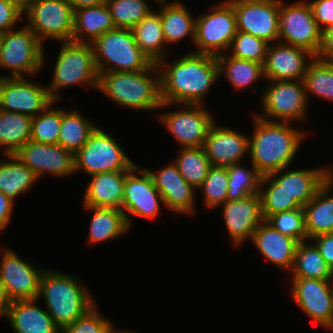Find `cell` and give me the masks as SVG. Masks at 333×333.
Masks as SVG:
<instances>
[{
	"label": "cell",
	"instance_id": "obj_1",
	"mask_svg": "<svg viewBox=\"0 0 333 333\" xmlns=\"http://www.w3.org/2000/svg\"><path fill=\"white\" fill-rule=\"evenodd\" d=\"M157 63L160 72L162 105L160 108L181 104L204 105L212 85L220 78L216 56L190 52Z\"/></svg>",
	"mask_w": 333,
	"mask_h": 333
},
{
	"label": "cell",
	"instance_id": "obj_2",
	"mask_svg": "<svg viewBox=\"0 0 333 333\" xmlns=\"http://www.w3.org/2000/svg\"><path fill=\"white\" fill-rule=\"evenodd\" d=\"M254 131L249 137L251 165L262 175L288 168L295 159L306 132L292 123L267 121L253 115Z\"/></svg>",
	"mask_w": 333,
	"mask_h": 333
},
{
	"label": "cell",
	"instance_id": "obj_3",
	"mask_svg": "<svg viewBox=\"0 0 333 333\" xmlns=\"http://www.w3.org/2000/svg\"><path fill=\"white\" fill-rule=\"evenodd\" d=\"M69 273L45 269L40 280L38 299L45 301L46 311L63 331L96 304L88 288Z\"/></svg>",
	"mask_w": 333,
	"mask_h": 333
},
{
	"label": "cell",
	"instance_id": "obj_4",
	"mask_svg": "<svg viewBox=\"0 0 333 333\" xmlns=\"http://www.w3.org/2000/svg\"><path fill=\"white\" fill-rule=\"evenodd\" d=\"M127 109L152 111L161 109L160 72L153 63L138 72H103L99 74L97 91Z\"/></svg>",
	"mask_w": 333,
	"mask_h": 333
},
{
	"label": "cell",
	"instance_id": "obj_5",
	"mask_svg": "<svg viewBox=\"0 0 333 333\" xmlns=\"http://www.w3.org/2000/svg\"><path fill=\"white\" fill-rule=\"evenodd\" d=\"M53 72V77L46 86L54 102L61 99L60 89L74 85L91 86L97 90L99 73L92 44L61 41Z\"/></svg>",
	"mask_w": 333,
	"mask_h": 333
},
{
	"label": "cell",
	"instance_id": "obj_6",
	"mask_svg": "<svg viewBox=\"0 0 333 333\" xmlns=\"http://www.w3.org/2000/svg\"><path fill=\"white\" fill-rule=\"evenodd\" d=\"M98 73L138 72L153 63L137 45L131 29L116 28L103 33L93 43Z\"/></svg>",
	"mask_w": 333,
	"mask_h": 333
},
{
	"label": "cell",
	"instance_id": "obj_7",
	"mask_svg": "<svg viewBox=\"0 0 333 333\" xmlns=\"http://www.w3.org/2000/svg\"><path fill=\"white\" fill-rule=\"evenodd\" d=\"M44 44L25 24L19 30L16 28L5 32L0 50V68L10 70L3 77H28L39 73L45 65Z\"/></svg>",
	"mask_w": 333,
	"mask_h": 333
},
{
	"label": "cell",
	"instance_id": "obj_8",
	"mask_svg": "<svg viewBox=\"0 0 333 333\" xmlns=\"http://www.w3.org/2000/svg\"><path fill=\"white\" fill-rule=\"evenodd\" d=\"M75 172L92 176L99 173L129 171L135 164L112 135L97 127L74 154Z\"/></svg>",
	"mask_w": 333,
	"mask_h": 333
},
{
	"label": "cell",
	"instance_id": "obj_9",
	"mask_svg": "<svg viewBox=\"0 0 333 333\" xmlns=\"http://www.w3.org/2000/svg\"><path fill=\"white\" fill-rule=\"evenodd\" d=\"M23 16L43 44L45 39L60 42L73 38L74 10L67 0H26Z\"/></svg>",
	"mask_w": 333,
	"mask_h": 333
},
{
	"label": "cell",
	"instance_id": "obj_10",
	"mask_svg": "<svg viewBox=\"0 0 333 333\" xmlns=\"http://www.w3.org/2000/svg\"><path fill=\"white\" fill-rule=\"evenodd\" d=\"M237 33L236 14L233 6L225 0L196 18L194 53L218 56L228 53Z\"/></svg>",
	"mask_w": 333,
	"mask_h": 333
},
{
	"label": "cell",
	"instance_id": "obj_11",
	"mask_svg": "<svg viewBox=\"0 0 333 333\" xmlns=\"http://www.w3.org/2000/svg\"><path fill=\"white\" fill-rule=\"evenodd\" d=\"M268 83L261 97L262 115L256 114V116L275 122L293 123L297 120L307 122L305 119L309 102L303 81L269 80Z\"/></svg>",
	"mask_w": 333,
	"mask_h": 333
},
{
	"label": "cell",
	"instance_id": "obj_12",
	"mask_svg": "<svg viewBox=\"0 0 333 333\" xmlns=\"http://www.w3.org/2000/svg\"><path fill=\"white\" fill-rule=\"evenodd\" d=\"M287 4L280 0L279 42L305 49L317 57L322 30L313 17L310 4L305 0Z\"/></svg>",
	"mask_w": 333,
	"mask_h": 333
},
{
	"label": "cell",
	"instance_id": "obj_13",
	"mask_svg": "<svg viewBox=\"0 0 333 333\" xmlns=\"http://www.w3.org/2000/svg\"><path fill=\"white\" fill-rule=\"evenodd\" d=\"M236 14L237 31L267 43L279 42L280 0H227Z\"/></svg>",
	"mask_w": 333,
	"mask_h": 333
},
{
	"label": "cell",
	"instance_id": "obj_14",
	"mask_svg": "<svg viewBox=\"0 0 333 333\" xmlns=\"http://www.w3.org/2000/svg\"><path fill=\"white\" fill-rule=\"evenodd\" d=\"M136 171H139V175ZM162 203V196L154 186L148 171L135 164L126 173L123 191L122 211L129 228L132 227V216L156 219L161 211Z\"/></svg>",
	"mask_w": 333,
	"mask_h": 333
},
{
	"label": "cell",
	"instance_id": "obj_15",
	"mask_svg": "<svg viewBox=\"0 0 333 333\" xmlns=\"http://www.w3.org/2000/svg\"><path fill=\"white\" fill-rule=\"evenodd\" d=\"M13 251L9 248L2 251L0 285L11 302L38 299L40 280L46 268L23 260Z\"/></svg>",
	"mask_w": 333,
	"mask_h": 333
},
{
	"label": "cell",
	"instance_id": "obj_16",
	"mask_svg": "<svg viewBox=\"0 0 333 333\" xmlns=\"http://www.w3.org/2000/svg\"><path fill=\"white\" fill-rule=\"evenodd\" d=\"M183 109L162 113L160 123L182 147H203L209 128L215 122L203 105L181 104Z\"/></svg>",
	"mask_w": 333,
	"mask_h": 333
},
{
	"label": "cell",
	"instance_id": "obj_17",
	"mask_svg": "<svg viewBox=\"0 0 333 333\" xmlns=\"http://www.w3.org/2000/svg\"><path fill=\"white\" fill-rule=\"evenodd\" d=\"M52 101L47 86L26 77L0 78V109L30 117L41 113Z\"/></svg>",
	"mask_w": 333,
	"mask_h": 333
},
{
	"label": "cell",
	"instance_id": "obj_18",
	"mask_svg": "<svg viewBox=\"0 0 333 333\" xmlns=\"http://www.w3.org/2000/svg\"><path fill=\"white\" fill-rule=\"evenodd\" d=\"M291 296L316 324L333 330V300L329 280L291 277Z\"/></svg>",
	"mask_w": 333,
	"mask_h": 333
},
{
	"label": "cell",
	"instance_id": "obj_19",
	"mask_svg": "<svg viewBox=\"0 0 333 333\" xmlns=\"http://www.w3.org/2000/svg\"><path fill=\"white\" fill-rule=\"evenodd\" d=\"M14 155L18 157L38 179L46 173L65 177L75 173L74 154L58 144L26 142Z\"/></svg>",
	"mask_w": 333,
	"mask_h": 333
},
{
	"label": "cell",
	"instance_id": "obj_20",
	"mask_svg": "<svg viewBox=\"0 0 333 333\" xmlns=\"http://www.w3.org/2000/svg\"><path fill=\"white\" fill-rule=\"evenodd\" d=\"M224 224L234 246L251 240L255 230L265 220L259 193L222 204Z\"/></svg>",
	"mask_w": 333,
	"mask_h": 333
},
{
	"label": "cell",
	"instance_id": "obj_21",
	"mask_svg": "<svg viewBox=\"0 0 333 333\" xmlns=\"http://www.w3.org/2000/svg\"><path fill=\"white\" fill-rule=\"evenodd\" d=\"M314 57L309 51L292 45L281 42L269 44L263 64L265 80H303Z\"/></svg>",
	"mask_w": 333,
	"mask_h": 333
},
{
	"label": "cell",
	"instance_id": "obj_22",
	"mask_svg": "<svg viewBox=\"0 0 333 333\" xmlns=\"http://www.w3.org/2000/svg\"><path fill=\"white\" fill-rule=\"evenodd\" d=\"M203 148L212 166L229 167L241 163L249 153V136L227 126H217L215 121Z\"/></svg>",
	"mask_w": 333,
	"mask_h": 333
},
{
	"label": "cell",
	"instance_id": "obj_23",
	"mask_svg": "<svg viewBox=\"0 0 333 333\" xmlns=\"http://www.w3.org/2000/svg\"><path fill=\"white\" fill-rule=\"evenodd\" d=\"M146 170L162 196L163 205L176 213L194 214L196 189L185 181L173 161L158 171Z\"/></svg>",
	"mask_w": 333,
	"mask_h": 333
},
{
	"label": "cell",
	"instance_id": "obj_24",
	"mask_svg": "<svg viewBox=\"0 0 333 333\" xmlns=\"http://www.w3.org/2000/svg\"><path fill=\"white\" fill-rule=\"evenodd\" d=\"M332 166L308 169L275 171L270 176L280 184L290 197L304 207L316 192L333 176Z\"/></svg>",
	"mask_w": 333,
	"mask_h": 333
},
{
	"label": "cell",
	"instance_id": "obj_25",
	"mask_svg": "<svg viewBox=\"0 0 333 333\" xmlns=\"http://www.w3.org/2000/svg\"><path fill=\"white\" fill-rule=\"evenodd\" d=\"M251 241L270 263L291 272L299 244L296 239L280 233L264 220L255 230Z\"/></svg>",
	"mask_w": 333,
	"mask_h": 333
},
{
	"label": "cell",
	"instance_id": "obj_26",
	"mask_svg": "<svg viewBox=\"0 0 333 333\" xmlns=\"http://www.w3.org/2000/svg\"><path fill=\"white\" fill-rule=\"evenodd\" d=\"M114 171L92 175L86 185L83 206L116 208L122 210L126 173Z\"/></svg>",
	"mask_w": 333,
	"mask_h": 333
},
{
	"label": "cell",
	"instance_id": "obj_27",
	"mask_svg": "<svg viewBox=\"0 0 333 333\" xmlns=\"http://www.w3.org/2000/svg\"><path fill=\"white\" fill-rule=\"evenodd\" d=\"M38 299L12 301L8 320L15 333H62L52 317L36 304Z\"/></svg>",
	"mask_w": 333,
	"mask_h": 333
},
{
	"label": "cell",
	"instance_id": "obj_28",
	"mask_svg": "<svg viewBox=\"0 0 333 333\" xmlns=\"http://www.w3.org/2000/svg\"><path fill=\"white\" fill-rule=\"evenodd\" d=\"M333 176L303 207L307 240L320 234L333 233Z\"/></svg>",
	"mask_w": 333,
	"mask_h": 333
},
{
	"label": "cell",
	"instance_id": "obj_29",
	"mask_svg": "<svg viewBox=\"0 0 333 333\" xmlns=\"http://www.w3.org/2000/svg\"><path fill=\"white\" fill-rule=\"evenodd\" d=\"M160 6L159 14L166 44L177 43L186 37L195 40L196 18L180 1L156 2Z\"/></svg>",
	"mask_w": 333,
	"mask_h": 333
},
{
	"label": "cell",
	"instance_id": "obj_30",
	"mask_svg": "<svg viewBox=\"0 0 333 333\" xmlns=\"http://www.w3.org/2000/svg\"><path fill=\"white\" fill-rule=\"evenodd\" d=\"M73 41L92 44L103 33L116 29L106 3L74 10Z\"/></svg>",
	"mask_w": 333,
	"mask_h": 333
},
{
	"label": "cell",
	"instance_id": "obj_31",
	"mask_svg": "<svg viewBox=\"0 0 333 333\" xmlns=\"http://www.w3.org/2000/svg\"><path fill=\"white\" fill-rule=\"evenodd\" d=\"M92 212V218L88 233V243L100 244L102 242L115 240L126 232H129L125 214L116 208L85 206Z\"/></svg>",
	"mask_w": 333,
	"mask_h": 333
},
{
	"label": "cell",
	"instance_id": "obj_32",
	"mask_svg": "<svg viewBox=\"0 0 333 333\" xmlns=\"http://www.w3.org/2000/svg\"><path fill=\"white\" fill-rule=\"evenodd\" d=\"M131 30L137 45L152 63L168 57L159 11L150 12Z\"/></svg>",
	"mask_w": 333,
	"mask_h": 333
},
{
	"label": "cell",
	"instance_id": "obj_33",
	"mask_svg": "<svg viewBox=\"0 0 333 333\" xmlns=\"http://www.w3.org/2000/svg\"><path fill=\"white\" fill-rule=\"evenodd\" d=\"M0 160V192L11 201L25 192L39 179L16 155H4Z\"/></svg>",
	"mask_w": 333,
	"mask_h": 333
},
{
	"label": "cell",
	"instance_id": "obj_34",
	"mask_svg": "<svg viewBox=\"0 0 333 333\" xmlns=\"http://www.w3.org/2000/svg\"><path fill=\"white\" fill-rule=\"evenodd\" d=\"M32 117L0 109V149L4 155L15 154L31 140Z\"/></svg>",
	"mask_w": 333,
	"mask_h": 333
},
{
	"label": "cell",
	"instance_id": "obj_35",
	"mask_svg": "<svg viewBox=\"0 0 333 333\" xmlns=\"http://www.w3.org/2000/svg\"><path fill=\"white\" fill-rule=\"evenodd\" d=\"M219 65V74L224 76L229 81V84L234 88L243 89L250 87L255 81L264 77L263 64L238 59L230 56L227 52L216 56Z\"/></svg>",
	"mask_w": 333,
	"mask_h": 333
},
{
	"label": "cell",
	"instance_id": "obj_36",
	"mask_svg": "<svg viewBox=\"0 0 333 333\" xmlns=\"http://www.w3.org/2000/svg\"><path fill=\"white\" fill-rule=\"evenodd\" d=\"M96 126L77 110L62 109V122L59 131L58 145L75 154L87 142Z\"/></svg>",
	"mask_w": 333,
	"mask_h": 333
},
{
	"label": "cell",
	"instance_id": "obj_37",
	"mask_svg": "<svg viewBox=\"0 0 333 333\" xmlns=\"http://www.w3.org/2000/svg\"><path fill=\"white\" fill-rule=\"evenodd\" d=\"M308 240L298 244L291 270L292 277L314 278L329 280L333 271L323 259L320 251L314 244L308 245Z\"/></svg>",
	"mask_w": 333,
	"mask_h": 333
},
{
	"label": "cell",
	"instance_id": "obj_38",
	"mask_svg": "<svg viewBox=\"0 0 333 333\" xmlns=\"http://www.w3.org/2000/svg\"><path fill=\"white\" fill-rule=\"evenodd\" d=\"M302 81L308 101L309 94H312L333 102V60L314 57Z\"/></svg>",
	"mask_w": 333,
	"mask_h": 333
},
{
	"label": "cell",
	"instance_id": "obj_39",
	"mask_svg": "<svg viewBox=\"0 0 333 333\" xmlns=\"http://www.w3.org/2000/svg\"><path fill=\"white\" fill-rule=\"evenodd\" d=\"M185 181L196 190L212 167L203 147H182L173 161Z\"/></svg>",
	"mask_w": 333,
	"mask_h": 333
},
{
	"label": "cell",
	"instance_id": "obj_40",
	"mask_svg": "<svg viewBox=\"0 0 333 333\" xmlns=\"http://www.w3.org/2000/svg\"><path fill=\"white\" fill-rule=\"evenodd\" d=\"M259 195L265 220L278 212L303 208L270 175L262 176Z\"/></svg>",
	"mask_w": 333,
	"mask_h": 333
},
{
	"label": "cell",
	"instance_id": "obj_41",
	"mask_svg": "<svg viewBox=\"0 0 333 333\" xmlns=\"http://www.w3.org/2000/svg\"><path fill=\"white\" fill-rule=\"evenodd\" d=\"M251 170L237 163L227 167L228 191L226 201H236L259 193L262 175L251 165Z\"/></svg>",
	"mask_w": 333,
	"mask_h": 333
},
{
	"label": "cell",
	"instance_id": "obj_42",
	"mask_svg": "<svg viewBox=\"0 0 333 333\" xmlns=\"http://www.w3.org/2000/svg\"><path fill=\"white\" fill-rule=\"evenodd\" d=\"M55 103L51 102L41 113L32 117L31 141L42 144H58L62 108L56 107L55 109Z\"/></svg>",
	"mask_w": 333,
	"mask_h": 333
},
{
	"label": "cell",
	"instance_id": "obj_43",
	"mask_svg": "<svg viewBox=\"0 0 333 333\" xmlns=\"http://www.w3.org/2000/svg\"><path fill=\"white\" fill-rule=\"evenodd\" d=\"M147 0H107L106 5L116 28L132 29L150 12Z\"/></svg>",
	"mask_w": 333,
	"mask_h": 333
},
{
	"label": "cell",
	"instance_id": "obj_44",
	"mask_svg": "<svg viewBox=\"0 0 333 333\" xmlns=\"http://www.w3.org/2000/svg\"><path fill=\"white\" fill-rule=\"evenodd\" d=\"M199 189L203 191L204 204L209 209L213 210L224 204L228 191L227 167L212 166Z\"/></svg>",
	"mask_w": 333,
	"mask_h": 333
},
{
	"label": "cell",
	"instance_id": "obj_45",
	"mask_svg": "<svg viewBox=\"0 0 333 333\" xmlns=\"http://www.w3.org/2000/svg\"><path fill=\"white\" fill-rule=\"evenodd\" d=\"M269 43L250 33L237 31L229 48V55L264 64Z\"/></svg>",
	"mask_w": 333,
	"mask_h": 333
},
{
	"label": "cell",
	"instance_id": "obj_46",
	"mask_svg": "<svg viewBox=\"0 0 333 333\" xmlns=\"http://www.w3.org/2000/svg\"><path fill=\"white\" fill-rule=\"evenodd\" d=\"M266 221L280 233L298 242L307 240L303 208L275 213Z\"/></svg>",
	"mask_w": 333,
	"mask_h": 333
},
{
	"label": "cell",
	"instance_id": "obj_47",
	"mask_svg": "<svg viewBox=\"0 0 333 333\" xmlns=\"http://www.w3.org/2000/svg\"><path fill=\"white\" fill-rule=\"evenodd\" d=\"M97 305L67 326L62 333H112L115 324L103 317Z\"/></svg>",
	"mask_w": 333,
	"mask_h": 333
},
{
	"label": "cell",
	"instance_id": "obj_48",
	"mask_svg": "<svg viewBox=\"0 0 333 333\" xmlns=\"http://www.w3.org/2000/svg\"><path fill=\"white\" fill-rule=\"evenodd\" d=\"M24 3L21 0H0V32L15 29L22 20Z\"/></svg>",
	"mask_w": 333,
	"mask_h": 333
},
{
	"label": "cell",
	"instance_id": "obj_49",
	"mask_svg": "<svg viewBox=\"0 0 333 333\" xmlns=\"http://www.w3.org/2000/svg\"><path fill=\"white\" fill-rule=\"evenodd\" d=\"M308 3L311 6L313 17L322 31L333 25V0H313Z\"/></svg>",
	"mask_w": 333,
	"mask_h": 333
},
{
	"label": "cell",
	"instance_id": "obj_50",
	"mask_svg": "<svg viewBox=\"0 0 333 333\" xmlns=\"http://www.w3.org/2000/svg\"><path fill=\"white\" fill-rule=\"evenodd\" d=\"M316 245L323 259L333 271V233H324L309 240Z\"/></svg>",
	"mask_w": 333,
	"mask_h": 333
},
{
	"label": "cell",
	"instance_id": "obj_51",
	"mask_svg": "<svg viewBox=\"0 0 333 333\" xmlns=\"http://www.w3.org/2000/svg\"><path fill=\"white\" fill-rule=\"evenodd\" d=\"M317 57L324 60H333V25L322 31V40Z\"/></svg>",
	"mask_w": 333,
	"mask_h": 333
},
{
	"label": "cell",
	"instance_id": "obj_52",
	"mask_svg": "<svg viewBox=\"0 0 333 333\" xmlns=\"http://www.w3.org/2000/svg\"><path fill=\"white\" fill-rule=\"evenodd\" d=\"M14 206V202L0 192V233L3 232L11 222Z\"/></svg>",
	"mask_w": 333,
	"mask_h": 333
},
{
	"label": "cell",
	"instance_id": "obj_53",
	"mask_svg": "<svg viewBox=\"0 0 333 333\" xmlns=\"http://www.w3.org/2000/svg\"><path fill=\"white\" fill-rule=\"evenodd\" d=\"M11 300L8 298L6 291L0 285V316L8 318Z\"/></svg>",
	"mask_w": 333,
	"mask_h": 333
},
{
	"label": "cell",
	"instance_id": "obj_54",
	"mask_svg": "<svg viewBox=\"0 0 333 333\" xmlns=\"http://www.w3.org/2000/svg\"><path fill=\"white\" fill-rule=\"evenodd\" d=\"M73 10L82 8V7H90V6H98L106 3L107 0H67Z\"/></svg>",
	"mask_w": 333,
	"mask_h": 333
},
{
	"label": "cell",
	"instance_id": "obj_55",
	"mask_svg": "<svg viewBox=\"0 0 333 333\" xmlns=\"http://www.w3.org/2000/svg\"><path fill=\"white\" fill-rule=\"evenodd\" d=\"M329 287H330L331 296H332V300H333V274H332V277L329 279Z\"/></svg>",
	"mask_w": 333,
	"mask_h": 333
},
{
	"label": "cell",
	"instance_id": "obj_56",
	"mask_svg": "<svg viewBox=\"0 0 333 333\" xmlns=\"http://www.w3.org/2000/svg\"><path fill=\"white\" fill-rule=\"evenodd\" d=\"M4 35H5L4 32H0V50H1V47H2V44H3Z\"/></svg>",
	"mask_w": 333,
	"mask_h": 333
},
{
	"label": "cell",
	"instance_id": "obj_57",
	"mask_svg": "<svg viewBox=\"0 0 333 333\" xmlns=\"http://www.w3.org/2000/svg\"><path fill=\"white\" fill-rule=\"evenodd\" d=\"M116 333H137V332H134V331L132 332V331H129V330L124 331V330H119V329L117 330L116 329Z\"/></svg>",
	"mask_w": 333,
	"mask_h": 333
}]
</instances>
